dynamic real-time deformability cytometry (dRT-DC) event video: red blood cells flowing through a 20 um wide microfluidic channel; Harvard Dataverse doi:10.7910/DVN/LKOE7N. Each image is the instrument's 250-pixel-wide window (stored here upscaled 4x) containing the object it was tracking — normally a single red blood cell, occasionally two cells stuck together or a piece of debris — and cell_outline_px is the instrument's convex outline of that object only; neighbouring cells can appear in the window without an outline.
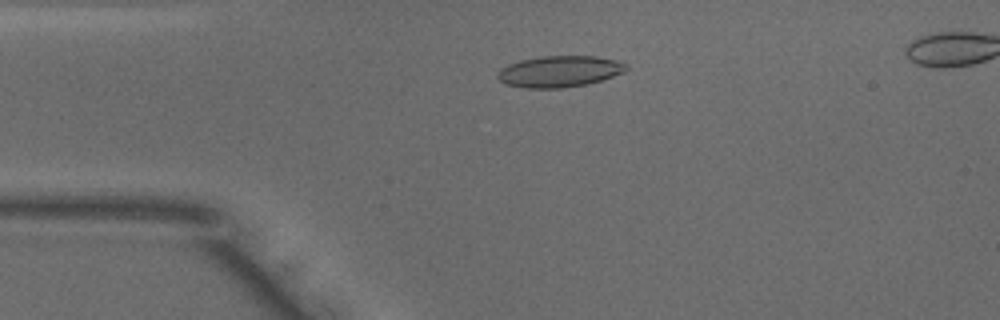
{"species": "common noctule bat (a hibernating species)", "species_latin": "Nyctalus noctula", "temperature_condition": "warm", "stored_images_in_passage": 41, "camera_frame_rate_fps": 3000, "um_per_image_px": 0.085, "animal": {"sex": "male", "body_mass_g": 18.8}, "frame": {"image": 1, "passage_image": 11, "time_ms": 3.333, "image_size_px": [1000, 320], "cell_outline_px": [[628, 68], [624, 72], [588, 84], [560, 88], [524, 88], [504, 84], [496, 76], [500, 68], [508, 64], [520, 60], [540, 56], [596, 56], [616, 60], [628, 64]], "centroid_in_image_um": [47.53, 6.07], "position_along_channel_um": 37.5, "area_um2": 23.58}}
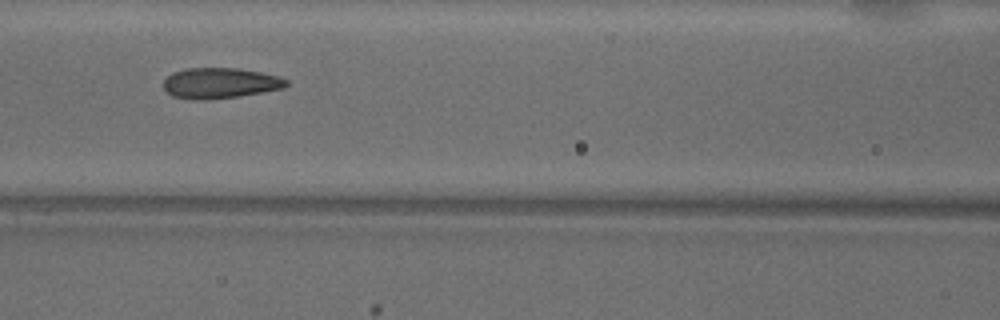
{"frame": {"image": 2, "passage_image": 21, "time_ms": 6.667, "image_size_px": [1000, 320], "cell_outline_px": [[288, 84], [284, 88], [240, 96], [204, 100], [188, 100], [172, 96], [164, 88], [164, 80], [172, 72], [188, 68], [236, 68], [260, 72], [276, 76], [288, 80]], "centroid_in_image_um": [18.68, 7.07], "position_along_channel_um": 147.9, "area_um2": 21.91}}
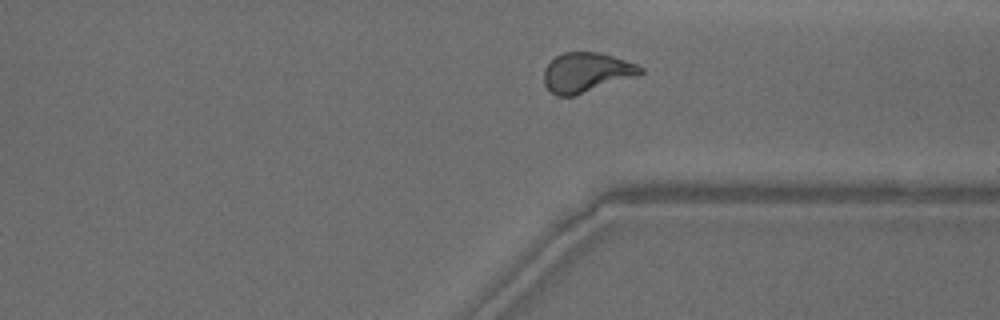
{"frame": {"image": 3, "passage_image": 37, "time_ms": 12.0, "image_size_px": [1000, 320], "cell_outline_px": [[644, 72], [636, 76], [572, 96], [556, 96], [544, 84], [544, 68], [556, 56], [564, 52], [596, 52], [612, 56], [636, 64], [644, 68]], "centroid_in_image_um": [49.83, 6.15], "position_along_channel_um": 361.6, "area_um2": 21.96}, "authors_computed_cell_mechanics": {"area_um2": 22.0796, "velocity_mm_per_s": 4.0148, "shape_relaxation_time_tau1_ms": 5.2435, "shape_relaxation_time_tau2_ms": 1.2648, "deformation_change_tau1": 0.1729, "deformation_change_tau2": 0.0711}}